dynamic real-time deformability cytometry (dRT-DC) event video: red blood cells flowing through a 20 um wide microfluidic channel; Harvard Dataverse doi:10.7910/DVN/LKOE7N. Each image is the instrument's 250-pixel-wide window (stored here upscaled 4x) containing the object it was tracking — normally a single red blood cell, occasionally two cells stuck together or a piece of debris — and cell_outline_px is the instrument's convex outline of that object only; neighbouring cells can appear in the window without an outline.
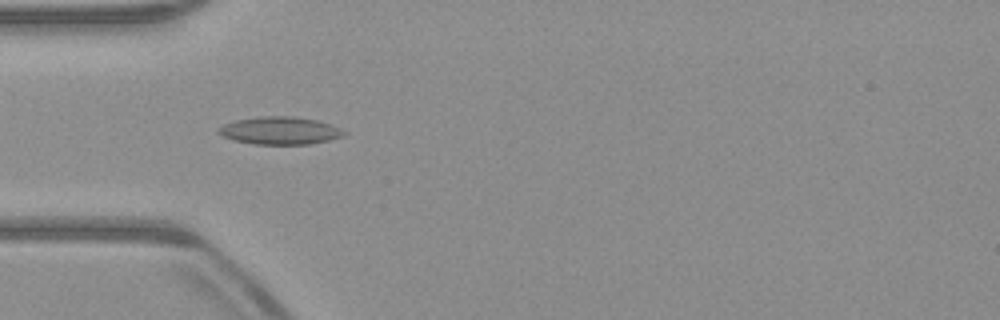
{"species": "common noctule bat (a hibernating species)", "species_latin": "Nyctalus noctula", "temperature_condition": "warm", "stored_images_in_passage": 46, "camera_frame_rate_fps": 3000, "um_per_image_px": 0.085, "animal": {"sex": "male", "body_mass_g": 23.1, "forearm_length_mm": 52.7}, "frame": {"image": 1, "passage_image": 10, "time_ms": 3.0, "image_size_px": [1000, 320], "cell_outline_px": [[348, 132], [344, 136], [328, 140], [308, 144], [252, 144], [232, 140], [216, 132], [216, 128], [224, 124], [236, 120], [260, 116], [292, 116], [316, 120], [332, 124]], "centroid_in_image_um": [23.78, 11.1], "position_along_channel_um": 61.2, "area_um2": 20.35}}
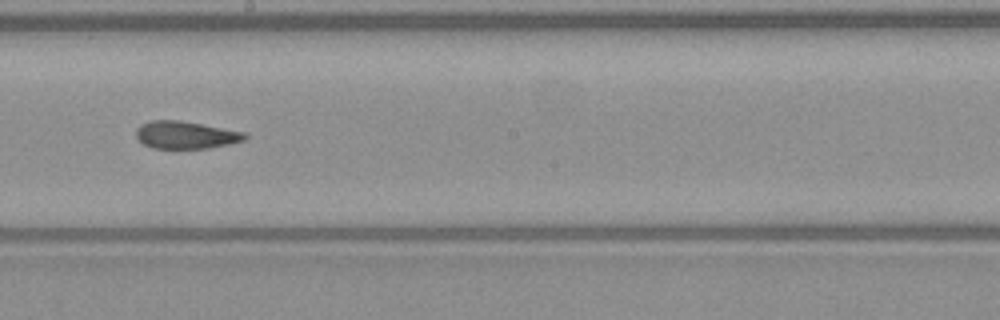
{"frame": {"image": 2, "passage_image": 23, "time_ms": 7.333, "image_size_px": [1000, 320], "cell_outline_px": [[248, 136], [244, 140], [228, 144], [208, 148], [152, 148], [144, 144], [136, 136], [136, 128], [140, 124], [148, 120], [180, 120], [244, 132]], "centroid_in_image_um": [15.74, 11.46], "position_along_channel_um": 232.5, "area_um2": 17.34}}
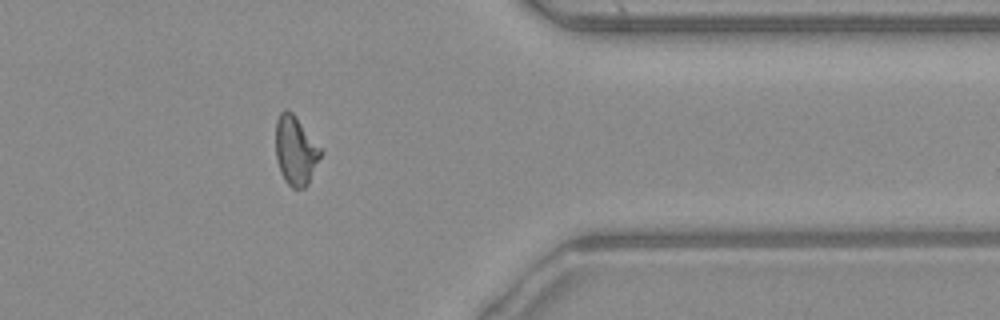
{"frame": {"image": 3, "passage_image": 36, "time_ms": 11.667, "image_size_px": [1000, 320], "cell_outline_px": [[324, 152], [308, 184], [304, 188], [292, 188], [284, 180], [280, 172], [276, 160], [276, 120], [280, 112], [284, 108], [288, 108], [296, 116], [324, 148]], "centroid_in_image_um": [25.16, 12.77], "position_along_channel_um": 386.2, "area_um2": 18.79}, "authors_computed_cell_mechanics": {"area_um2": 18.3226, "velocity_mm_per_s": 3.9636, "shape_relaxation_time_tau1_ms": null, "shape_relaxation_time_tau2_ms": 2.6618, "deformation_change_tau1": null, "deformation_change_tau2": 0.0974}}